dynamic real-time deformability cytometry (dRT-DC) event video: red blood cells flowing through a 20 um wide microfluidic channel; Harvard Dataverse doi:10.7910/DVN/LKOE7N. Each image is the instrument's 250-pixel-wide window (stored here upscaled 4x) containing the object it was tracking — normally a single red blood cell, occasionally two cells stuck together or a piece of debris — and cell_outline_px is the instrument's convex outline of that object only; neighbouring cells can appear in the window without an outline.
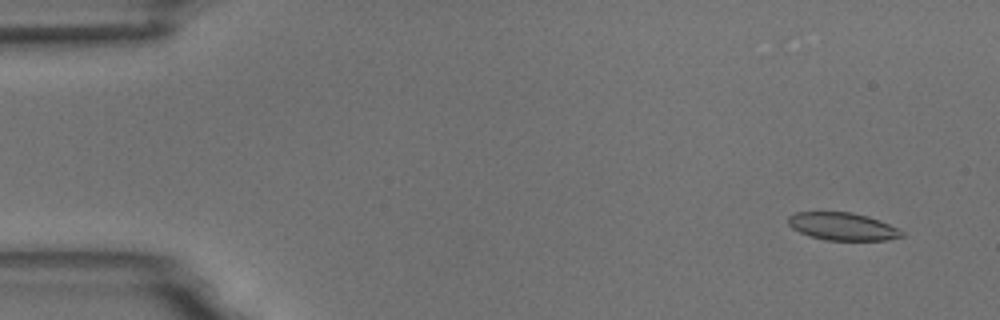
{"species": "common noctule bat (a hibernating species)", "species_latin": "Nyctalus noctula", "temperature_condition": "room temperature", "stored_images_in_passage": 5, "camera_frame_rate_fps": 3000, "um_per_image_px": 0.085, "animal": {"sex": "male", "body_mass_g": 18.8}, "frame": {"image": 1, "passage_image": 1, "time_ms": 0.0, "image_size_px": [1000, 320], "cell_outline_px": [[904, 236], [888, 240], [824, 240], [800, 232], [792, 228], [788, 224], [788, 216], [796, 212], [852, 212], [868, 216], [880, 220], [904, 232]], "centroid_in_image_um": [71.62, 19.24], "position_along_channel_um": 13.4, "area_um2": 18.26}}
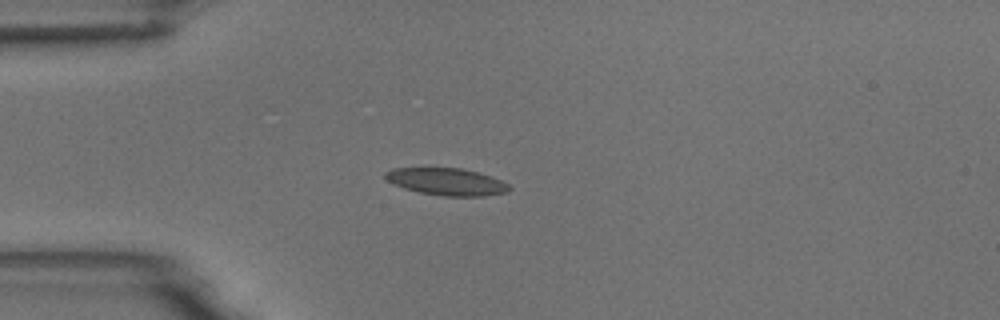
{"frame": {"image": 2, "passage_image": 4, "time_ms": 3.667, "image_size_px": [1000, 320], "cell_outline_px": [[512, 188], [508, 192], [484, 196], [444, 196], [420, 192], [404, 188], [388, 180], [384, 176], [384, 172], [392, 168], [460, 168], [476, 172], [500, 180], [508, 184]], "centroid_in_image_um": [37.97, 15.45], "position_along_channel_um": 47.0, "area_um2": 19.36}}